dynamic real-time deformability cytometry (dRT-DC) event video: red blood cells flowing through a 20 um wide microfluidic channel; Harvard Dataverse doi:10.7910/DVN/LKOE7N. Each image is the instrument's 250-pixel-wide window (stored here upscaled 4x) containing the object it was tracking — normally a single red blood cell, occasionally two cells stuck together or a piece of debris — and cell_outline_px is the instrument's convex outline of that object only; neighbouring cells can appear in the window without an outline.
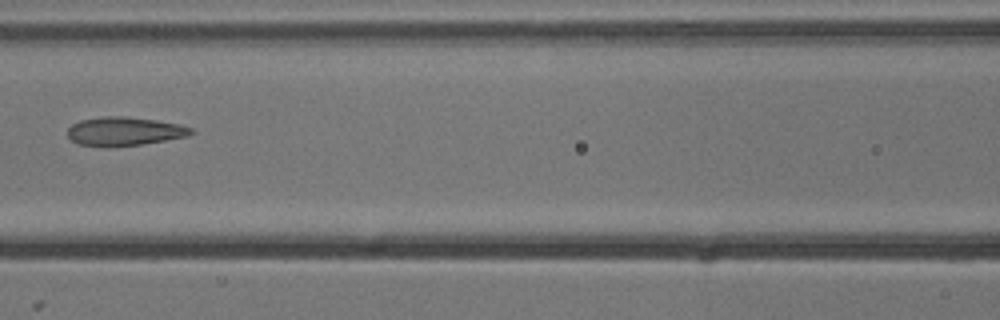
{"species": "common noctule bat (a hibernating species)", "species_latin": "Nyctalus noctula", "temperature_condition": "cold", "stored_images_in_passage": 7, "camera_frame_rate_fps": 3000, "um_per_image_px": 0.085, "animal": {"sex": "male", "body_mass_g": 13.3}, "frame": {"image": 1, "passage_image": 6, "time_ms": 1.667, "image_size_px": [1000, 320], "cell_outline_px": [[196, 132], [184, 136], [164, 140], [140, 144], [76, 144], [68, 136], [68, 128], [72, 124], [80, 120], [100, 116], [124, 116], [156, 120], [180, 124], [192, 128]], "centroid_in_image_um": [10.58, 11.11], "position_along_channel_um": 156.0, "area_um2": 19.88}}
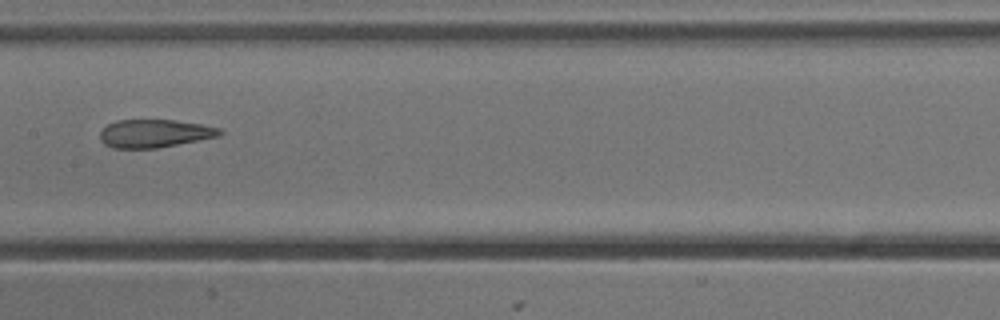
{"frame": {"image": 2, "passage_image": 7, "time_ms": 2.0, "image_size_px": [1000, 320], "cell_outline_px": [[224, 132], [220, 136], [156, 148], [112, 148], [104, 144], [100, 140], [100, 132], [108, 124], [116, 120], [176, 120], [200, 124], [220, 128]], "centroid_in_image_um": [13.13, 11.34], "position_along_channel_um": 194.3, "area_um2": 19.54}}